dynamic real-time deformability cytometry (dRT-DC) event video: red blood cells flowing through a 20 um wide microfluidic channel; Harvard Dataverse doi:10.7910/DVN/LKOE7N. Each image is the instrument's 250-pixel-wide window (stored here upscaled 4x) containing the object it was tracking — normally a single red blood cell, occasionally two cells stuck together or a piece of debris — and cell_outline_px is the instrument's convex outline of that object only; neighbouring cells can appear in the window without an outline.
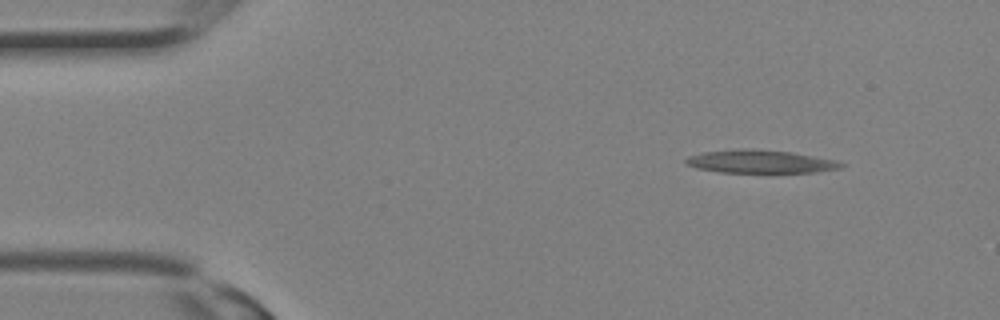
{"species": "Egyptian fruit bat (a non-hibernating species)", "species_latin": "Rousettus aegyptiacus", "temperature_condition": "room temperature", "stored_images_in_passage": 10, "camera_frame_rate_fps": 3000, "um_per_image_px": 0.085, "animal": {"sex": "female"}, "frame": {"image": 1, "passage_image": 1, "time_ms": 0.0, "image_size_px": [1000, 320], "cell_outline_px": [[844, 164], [840, 168], [816, 172], [720, 172], [696, 168], [688, 164], [684, 160], [688, 156], [704, 152], [740, 148], [792, 152], [836, 160]], "centroid_in_image_um": [64.61, 13.73], "position_along_channel_um": 20.4, "area_um2": 20.63}}
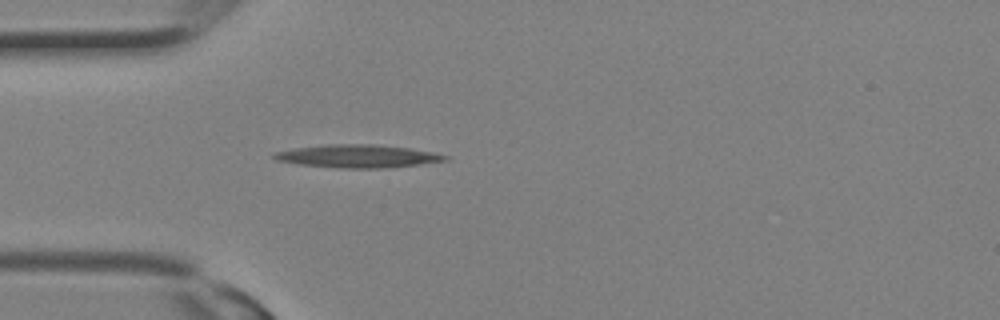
{"frame": {"image": 2, "passage_image": 6, "time_ms": 1.667, "image_size_px": [1000, 320], "cell_outline_px": [[448, 160], [416, 164], [380, 168], [340, 168], [300, 164], [276, 160], [272, 156], [276, 152], [292, 148], [324, 144], [372, 144], [408, 148], [432, 152], [448, 156]], "centroid_in_image_um": [30.34, 13.26], "position_along_channel_um": 54.7, "area_um2": 22.54}}
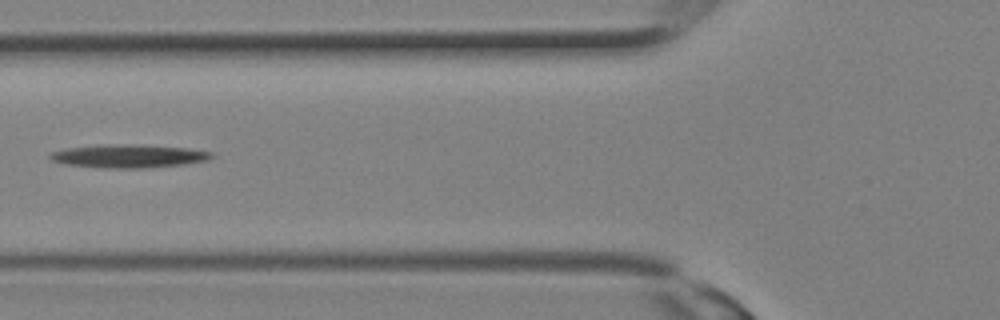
{"frame": {"image": 3, "passage_image": 9, "time_ms": 2.667, "image_size_px": [1000, 320], "cell_outline_px": [[216, 156], [208, 160], [184, 164], [144, 168], [104, 168], [64, 164], [52, 160], [48, 156], [52, 152], [64, 148], [100, 144], [136, 144], [188, 148], [212, 152]], "centroid_in_image_um": [10.93, 13.26], "position_along_channel_um": 114.9, "area_um2": 22.14}}